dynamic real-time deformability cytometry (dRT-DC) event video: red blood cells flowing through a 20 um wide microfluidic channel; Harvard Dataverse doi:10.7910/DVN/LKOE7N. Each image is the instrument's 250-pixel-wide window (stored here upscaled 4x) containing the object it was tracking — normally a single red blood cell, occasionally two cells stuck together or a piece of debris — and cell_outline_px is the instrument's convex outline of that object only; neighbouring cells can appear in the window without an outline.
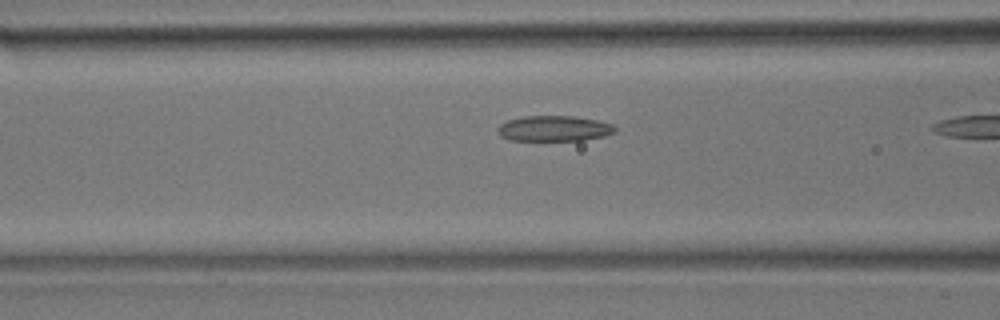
{"species": "common noctule bat (a hibernating species)", "species_latin": "Nyctalus noctula", "temperature_condition": "room temperature", "stored_images_in_passage": 13, "camera_frame_rate_fps": 3000, "um_per_image_px": 0.085, "animal": {"sex": "male", "body_mass_g": 17.9}, "frame": {"image": 1, "passage_image": 11, "time_ms": 3.333, "image_size_px": [1000, 320], "cell_outline_px": [[616, 132], [604, 136], [584, 140], [508, 140], [500, 136], [496, 128], [500, 124], [508, 120], [524, 116], [572, 116], [596, 120], [612, 124], [616, 128]], "centroid_in_image_um": [47.08, 10.92], "position_along_channel_um": 119.5, "area_um2": 17.46}}